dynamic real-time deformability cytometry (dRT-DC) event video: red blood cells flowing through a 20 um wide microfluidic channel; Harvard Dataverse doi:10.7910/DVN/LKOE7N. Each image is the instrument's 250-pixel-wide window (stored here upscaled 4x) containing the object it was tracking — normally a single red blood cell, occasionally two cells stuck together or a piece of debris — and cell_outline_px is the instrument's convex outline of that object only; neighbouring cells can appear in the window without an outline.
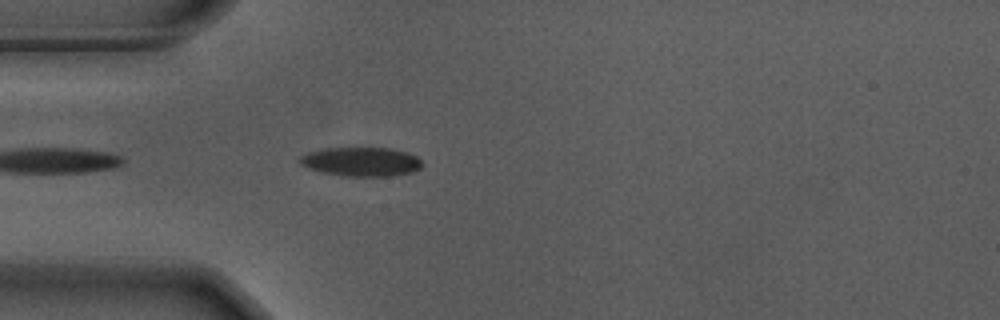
{"species": "Egyptian fruit bat (a non-hibernating species)", "species_latin": "Rousettus aegyptiacus", "temperature_condition": "warm", "stored_images_in_passage": 20, "camera_frame_rate_fps": 3000, "um_per_image_px": 0.085, "animal": {"sex": "male"}, "frame": {"image": 1, "passage_image": 3, "time_ms": 0.667, "image_size_px": [1000, 320], "cell_outline_px": [[424, 164], [420, 168], [412, 172], [388, 176], [344, 176], [320, 172], [308, 168], [300, 164], [296, 160], [300, 156], [308, 152], [324, 148], [392, 148], [416, 156]], "centroid_in_image_um": [30.65, 13.74], "position_along_channel_um": 54.3, "area_um2": 20.81}}
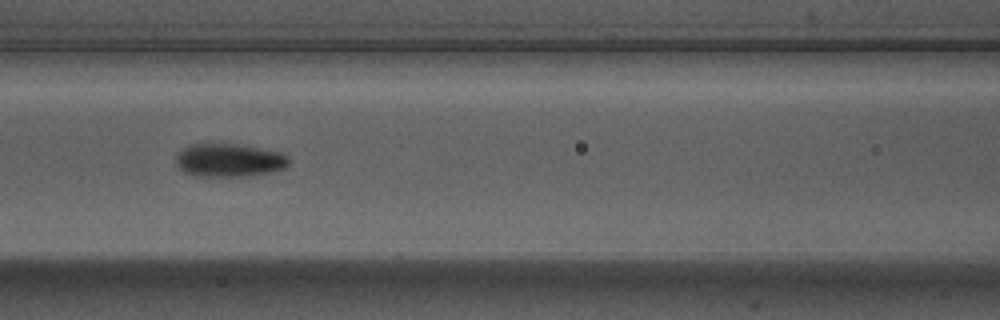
{"frame": {"image": 2, "passage_image": 11, "time_ms": 3.333, "image_size_px": [1000, 320], "cell_outline_px": [[288, 164], [284, 168], [268, 172], [248, 176], [192, 176], [184, 172], [176, 164], [176, 152], [188, 144], [232, 144], [280, 152], [288, 156]], "centroid_in_image_um": [19.4, 13.62], "position_along_channel_um": 147.2, "area_um2": 21.73}}
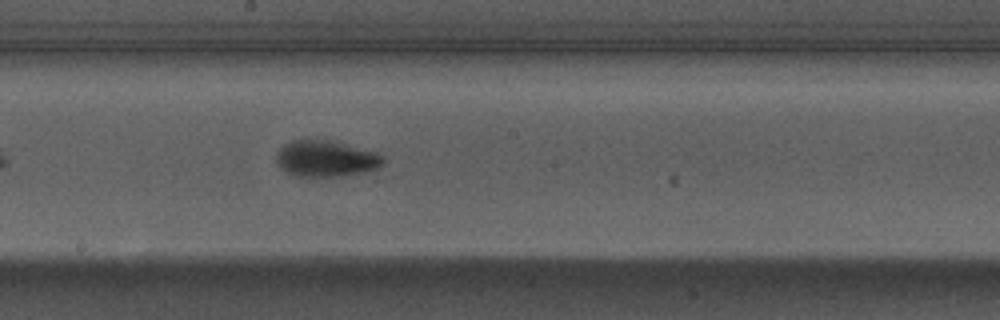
{"frame": {"image": 3, "passage_image": 17, "time_ms": 5.333, "image_size_px": [1000, 320], "cell_outline_px": [[384, 164], [376, 168], [364, 172], [340, 176], [296, 176], [288, 172], [276, 160], [276, 152], [284, 144], [292, 140], [328, 140], [376, 152], [384, 156]], "centroid_in_image_um": [27.72, 13.48], "position_along_channel_um": 220.5, "area_um2": 22.2}}